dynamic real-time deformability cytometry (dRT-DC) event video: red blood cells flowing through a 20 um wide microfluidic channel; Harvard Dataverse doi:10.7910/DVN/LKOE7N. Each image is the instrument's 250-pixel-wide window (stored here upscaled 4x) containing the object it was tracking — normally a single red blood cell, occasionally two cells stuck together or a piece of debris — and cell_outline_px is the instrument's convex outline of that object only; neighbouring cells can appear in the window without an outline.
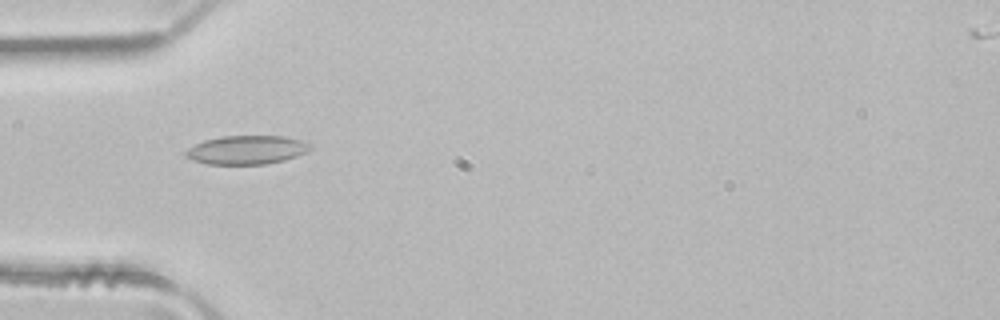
{"species": "common noctule bat (a hibernating species)", "species_latin": "Nyctalus noctula", "temperature_condition": "room temperature", "stored_images_in_passage": 4, "camera_frame_rate_fps": 3000, "um_per_image_px": 0.085, "animal": {"sex": "male", "body_mass_g": 21.5, "forearm_length_mm": 52.0}, "frame": {"image": 1, "passage_image": 2, "time_ms": 0.333, "image_size_px": [1000, 320], "cell_outline_px": [[312, 148], [308, 152], [284, 160], [264, 164], [208, 164], [192, 160], [184, 152], [188, 148], [204, 140], [220, 136], [284, 136], [300, 140], [312, 144]], "centroid_in_image_um": [20.99, 12.73], "position_along_channel_um": 64.0, "area_um2": 20.81}}
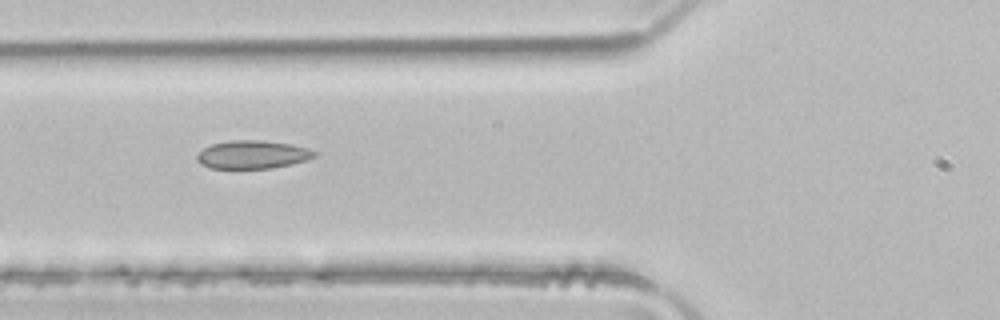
{"frame": {"image": 2, "passage_image": 3, "time_ms": 0.667, "image_size_px": [1000, 320], "cell_outline_px": [[320, 152], [316, 156], [292, 164], [272, 168], [208, 168], [200, 164], [196, 160], [196, 152], [212, 144], [228, 140], [264, 140], [292, 144], [308, 148]], "centroid_in_image_um": [21.45, 13.13], "position_along_channel_um": 104.3, "area_um2": 19.59}}
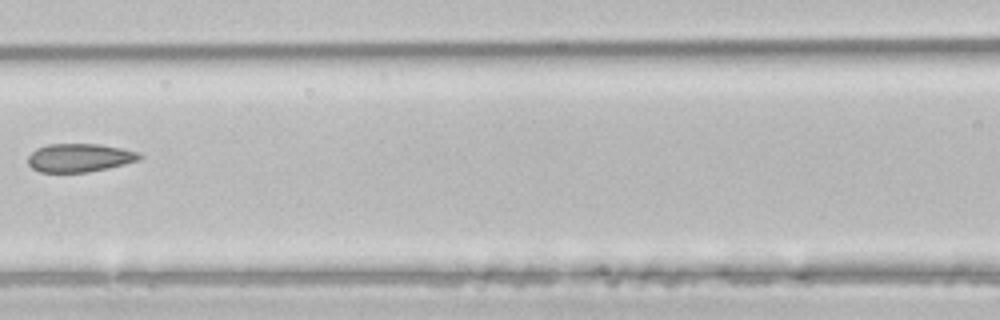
{"frame": {"image": 3, "passage_image": 4, "time_ms": 1.0, "image_size_px": [1000, 320], "cell_outline_px": [[144, 156], [140, 160], [108, 168], [88, 172], [40, 172], [32, 168], [28, 164], [28, 156], [36, 148], [48, 144], [100, 144], [124, 148], [140, 152]], "centroid_in_image_um": [6.8, 13.4], "position_along_channel_um": 159.8, "area_um2": 18.67}}